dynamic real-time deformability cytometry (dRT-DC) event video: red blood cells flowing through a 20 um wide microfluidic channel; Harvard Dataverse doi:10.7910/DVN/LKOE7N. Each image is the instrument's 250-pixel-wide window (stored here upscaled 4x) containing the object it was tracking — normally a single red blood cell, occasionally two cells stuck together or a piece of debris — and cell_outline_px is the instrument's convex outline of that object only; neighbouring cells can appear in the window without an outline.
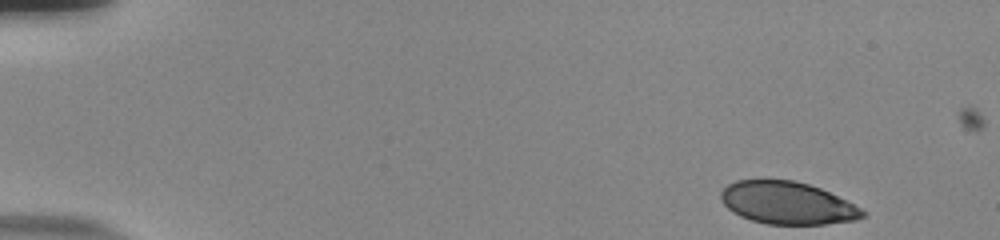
{"species": "human", "species_latin": "Homo sapiens", "temperature_condition": "room temperature", "stored_images_in_passage": 52, "camera_frame_rate_fps": 3000, "um_per_image_px": 0.085, "donor": {"sex": "male"}, "frame": {"image": 1, "passage_image": 1, "time_ms": 0.0, "image_size_px": [1000, 240], "cell_outline_px": [[868, 216], [852, 220], [824, 224], [768, 224], [752, 220], [740, 216], [732, 212], [720, 200], [720, 192], [728, 184], [736, 180], [792, 180], [808, 184], [820, 188], [860, 208]], "centroid_in_image_um": [66.87, 17.25], "position_along_channel_um": 18.1, "area_um2": 34.68}}
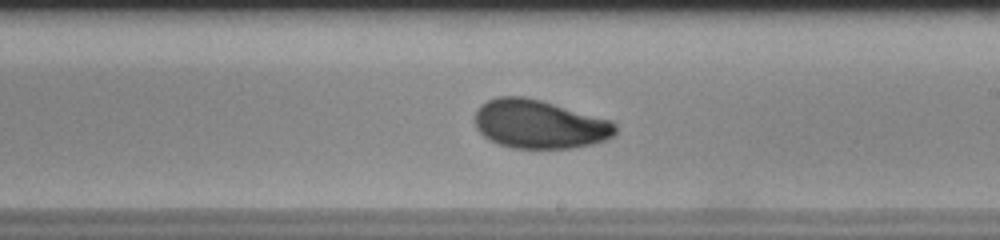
{"frame": {"image": 2, "passage_image": 30, "time_ms": 9.667, "image_size_px": [1000, 240], "cell_outline_px": [[616, 136], [592, 144], [572, 148], [512, 148], [500, 144], [484, 136], [476, 128], [476, 112], [480, 104], [496, 96], [524, 96], [540, 100], [612, 120], [616, 124]], "centroid_in_image_um": [45.87, 10.55], "position_along_channel_um": 243.1, "area_um2": 39.82}}
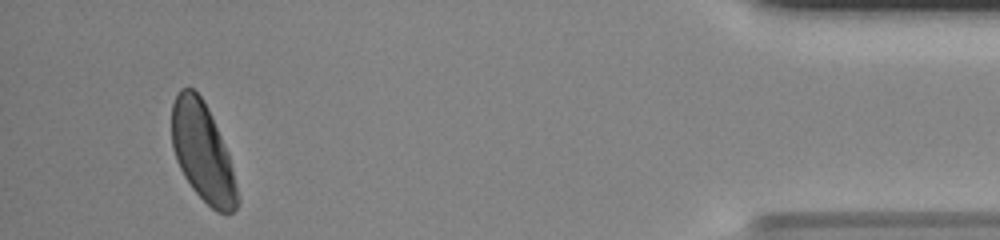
{"frame": {"image": 3, "passage_image": 49, "time_ms": 16.0, "image_size_px": [1000, 240], "cell_outline_px": [[240, 200], [236, 208], [228, 216], [216, 212], [192, 188], [184, 176], [176, 160], [172, 148], [172, 104], [180, 88], [192, 88], [204, 100], [208, 108], [228, 152]], "centroid_in_image_um": [17.23, 12.97], "position_along_channel_um": 418.0, "area_um2": 37.69}, "authors_computed_cell_mechanics": {"area_um2": 38.437, "velocity_mm_per_s": 3.7129, "shape_relaxation_time_tau1_ms": 3.7203, "shape_relaxation_time_tau2_ms": 0.9968, "deformation_change_tau1": 0.1327, "deformation_change_tau2": 0.0544}}